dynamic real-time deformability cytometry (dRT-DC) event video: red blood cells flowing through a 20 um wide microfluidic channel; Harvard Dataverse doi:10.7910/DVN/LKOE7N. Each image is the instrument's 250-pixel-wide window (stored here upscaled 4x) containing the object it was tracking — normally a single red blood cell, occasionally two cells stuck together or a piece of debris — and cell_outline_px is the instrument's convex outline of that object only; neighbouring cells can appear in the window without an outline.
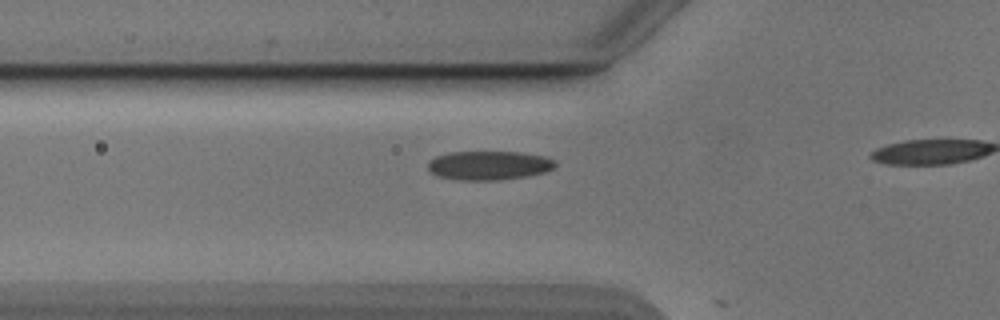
{"species": "Egyptian fruit bat (a non-hibernating species)", "species_latin": "Rousettus aegyptiacus", "temperature_condition": "cold", "stored_images_in_passage": 15, "camera_frame_rate_fps": 3000, "um_per_image_px": 0.085, "animal": {"sex": "male"}, "frame": {"image": 1, "passage_image": 14, "time_ms": 4.333, "image_size_px": [1000, 320], "cell_outline_px": [[556, 168], [548, 172], [528, 176], [496, 180], [456, 180], [436, 176], [428, 172], [428, 160], [436, 156], [452, 152], [520, 152], [544, 156], [556, 160]], "centroid_in_image_um": [41.57, 14.07], "position_along_channel_um": 84.2, "area_um2": 21.91}}